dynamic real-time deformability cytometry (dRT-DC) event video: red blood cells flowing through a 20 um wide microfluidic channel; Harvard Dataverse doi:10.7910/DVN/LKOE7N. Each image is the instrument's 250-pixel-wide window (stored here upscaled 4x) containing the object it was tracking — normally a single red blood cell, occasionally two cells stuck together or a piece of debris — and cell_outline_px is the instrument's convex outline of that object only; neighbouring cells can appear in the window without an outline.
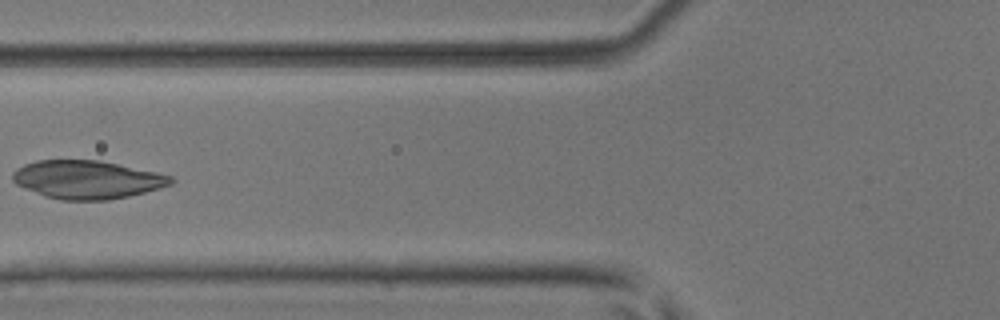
{"species": "common noctule bat (a hibernating species)", "species_latin": "Nyctalus noctula", "temperature_condition": "room temperature", "stored_images_in_passage": 4, "camera_frame_rate_fps": 3000, "um_per_image_px": 0.085, "animal": {"sex": "male", "body_mass_g": 17.9, "forearm_length_mm": 54.2}, "frame": {"image": 1, "passage_image": 4, "time_ms": 1.0, "image_size_px": [1000, 320], "cell_outline_px": [[176, 180], [172, 184], [160, 188], [128, 196], [108, 200], [60, 200], [44, 196], [24, 188], [16, 184], [12, 180], [12, 172], [16, 168], [24, 164], [36, 160], [100, 160], [156, 172], [172, 176]], "centroid_in_image_um": [7.39, 15.26], "position_along_channel_um": 118.4, "area_um2": 35.43}}